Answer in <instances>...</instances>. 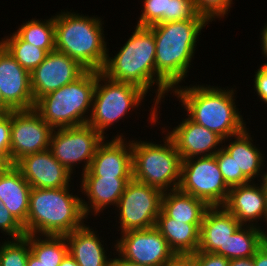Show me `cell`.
<instances>
[{
	"instance_id": "1",
	"label": "cell",
	"mask_w": 267,
	"mask_h": 266,
	"mask_svg": "<svg viewBox=\"0 0 267 266\" xmlns=\"http://www.w3.org/2000/svg\"><path fill=\"white\" fill-rule=\"evenodd\" d=\"M208 24L209 22L204 17L197 15L193 19L165 22L148 27L154 33L156 45V97L153 98L154 101L148 110L149 117L147 118L152 127L159 123L157 121L161 116L159 108L161 103H164V98L169 95L168 93L171 95L172 90L183 81L185 82L189 76L199 35Z\"/></svg>"
},
{
	"instance_id": "2",
	"label": "cell",
	"mask_w": 267,
	"mask_h": 266,
	"mask_svg": "<svg viewBox=\"0 0 267 266\" xmlns=\"http://www.w3.org/2000/svg\"><path fill=\"white\" fill-rule=\"evenodd\" d=\"M235 87V89H233ZM218 87L210 84L178 85L171 95L176 97L186 116L195 123L217 133L223 139L237 135L246 128V120L236 103V86Z\"/></svg>"
},
{
	"instance_id": "3",
	"label": "cell",
	"mask_w": 267,
	"mask_h": 266,
	"mask_svg": "<svg viewBox=\"0 0 267 266\" xmlns=\"http://www.w3.org/2000/svg\"><path fill=\"white\" fill-rule=\"evenodd\" d=\"M70 187L73 185L31 188L27 220L23 225L26 235L64 236L88 223L82 197L74 194Z\"/></svg>"
},
{
	"instance_id": "4",
	"label": "cell",
	"mask_w": 267,
	"mask_h": 266,
	"mask_svg": "<svg viewBox=\"0 0 267 266\" xmlns=\"http://www.w3.org/2000/svg\"><path fill=\"white\" fill-rule=\"evenodd\" d=\"M95 15L61 10L54 15L55 50L78 61L87 70L101 71L107 56L104 21Z\"/></svg>"
},
{
	"instance_id": "5",
	"label": "cell",
	"mask_w": 267,
	"mask_h": 266,
	"mask_svg": "<svg viewBox=\"0 0 267 266\" xmlns=\"http://www.w3.org/2000/svg\"><path fill=\"white\" fill-rule=\"evenodd\" d=\"M134 29L114 56L107 49L106 61L100 72L109 79L135 84L156 96L154 33L148 27L136 26Z\"/></svg>"
},
{
	"instance_id": "6",
	"label": "cell",
	"mask_w": 267,
	"mask_h": 266,
	"mask_svg": "<svg viewBox=\"0 0 267 266\" xmlns=\"http://www.w3.org/2000/svg\"><path fill=\"white\" fill-rule=\"evenodd\" d=\"M96 81L97 71L86 70L73 82L40 97L34 110L53 129L87 124Z\"/></svg>"
},
{
	"instance_id": "7",
	"label": "cell",
	"mask_w": 267,
	"mask_h": 266,
	"mask_svg": "<svg viewBox=\"0 0 267 266\" xmlns=\"http://www.w3.org/2000/svg\"><path fill=\"white\" fill-rule=\"evenodd\" d=\"M163 137L160 144L131 138V148L133 179L165 192L178 189L182 159L172 139L166 133Z\"/></svg>"
},
{
	"instance_id": "8",
	"label": "cell",
	"mask_w": 267,
	"mask_h": 266,
	"mask_svg": "<svg viewBox=\"0 0 267 266\" xmlns=\"http://www.w3.org/2000/svg\"><path fill=\"white\" fill-rule=\"evenodd\" d=\"M146 96L147 92L135 84L114 81L97 71L92 109L87 124L104 138H108L109 135L105 131L111 130L110 127L120 120L129 119L130 111L140 110L139 107L146 101Z\"/></svg>"
},
{
	"instance_id": "9",
	"label": "cell",
	"mask_w": 267,
	"mask_h": 266,
	"mask_svg": "<svg viewBox=\"0 0 267 266\" xmlns=\"http://www.w3.org/2000/svg\"><path fill=\"white\" fill-rule=\"evenodd\" d=\"M178 189L201 199L209 207L224 206L230 191L215 156L182 160Z\"/></svg>"
},
{
	"instance_id": "10",
	"label": "cell",
	"mask_w": 267,
	"mask_h": 266,
	"mask_svg": "<svg viewBox=\"0 0 267 266\" xmlns=\"http://www.w3.org/2000/svg\"><path fill=\"white\" fill-rule=\"evenodd\" d=\"M163 191L135 179L127 184L115 208L121 233L156 226L161 211ZM119 229V230H118ZM121 229V230H120Z\"/></svg>"
},
{
	"instance_id": "11",
	"label": "cell",
	"mask_w": 267,
	"mask_h": 266,
	"mask_svg": "<svg viewBox=\"0 0 267 266\" xmlns=\"http://www.w3.org/2000/svg\"><path fill=\"white\" fill-rule=\"evenodd\" d=\"M104 139L89 124L53 129L49 150L72 174L76 172L75 167L79 168V164L83 166L81 173H84L88 170L98 145Z\"/></svg>"
},
{
	"instance_id": "12",
	"label": "cell",
	"mask_w": 267,
	"mask_h": 266,
	"mask_svg": "<svg viewBox=\"0 0 267 266\" xmlns=\"http://www.w3.org/2000/svg\"><path fill=\"white\" fill-rule=\"evenodd\" d=\"M119 234L120 238L117 237L112 250L126 261L146 266H165L175 255L156 227Z\"/></svg>"
},
{
	"instance_id": "13",
	"label": "cell",
	"mask_w": 267,
	"mask_h": 266,
	"mask_svg": "<svg viewBox=\"0 0 267 266\" xmlns=\"http://www.w3.org/2000/svg\"><path fill=\"white\" fill-rule=\"evenodd\" d=\"M53 128L34 110L11 112V162L49 149Z\"/></svg>"
},
{
	"instance_id": "14",
	"label": "cell",
	"mask_w": 267,
	"mask_h": 266,
	"mask_svg": "<svg viewBox=\"0 0 267 266\" xmlns=\"http://www.w3.org/2000/svg\"><path fill=\"white\" fill-rule=\"evenodd\" d=\"M118 133L98 145L88 170L81 177L133 178L131 138L128 140L125 133Z\"/></svg>"
},
{
	"instance_id": "15",
	"label": "cell",
	"mask_w": 267,
	"mask_h": 266,
	"mask_svg": "<svg viewBox=\"0 0 267 266\" xmlns=\"http://www.w3.org/2000/svg\"><path fill=\"white\" fill-rule=\"evenodd\" d=\"M86 70L78 61L64 53L56 50L49 52L30 74L34 101L73 82Z\"/></svg>"
},
{
	"instance_id": "16",
	"label": "cell",
	"mask_w": 267,
	"mask_h": 266,
	"mask_svg": "<svg viewBox=\"0 0 267 266\" xmlns=\"http://www.w3.org/2000/svg\"><path fill=\"white\" fill-rule=\"evenodd\" d=\"M186 114L176 127H162L172 139L182 160L214 156L223 147V138L192 121ZM185 118V119H184ZM168 127V128H167ZM170 128V129H169Z\"/></svg>"
},
{
	"instance_id": "17",
	"label": "cell",
	"mask_w": 267,
	"mask_h": 266,
	"mask_svg": "<svg viewBox=\"0 0 267 266\" xmlns=\"http://www.w3.org/2000/svg\"><path fill=\"white\" fill-rule=\"evenodd\" d=\"M0 92L4 102L13 110H31L35 101L31 76L0 44Z\"/></svg>"
},
{
	"instance_id": "18",
	"label": "cell",
	"mask_w": 267,
	"mask_h": 266,
	"mask_svg": "<svg viewBox=\"0 0 267 266\" xmlns=\"http://www.w3.org/2000/svg\"><path fill=\"white\" fill-rule=\"evenodd\" d=\"M15 166L32 188H62L74 180V175L55 159L49 149L27 155Z\"/></svg>"
},
{
	"instance_id": "19",
	"label": "cell",
	"mask_w": 267,
	"mask_h": 266,
	"mask_svg": "<svg viewBox=\"0 0 267 266\" xmlns=\"http://www.w3.org/2000/svg\"><path fill=\"white\" fill-rule=\"evenodd\" d=\"M224 207L241 225L264 228L260 226L262 225L261 222L267 223V201L261 181L260 183L251 181L243 185L231 187ZM258 221H260V225ZM264 225L267 226V224Z\"/></svg>"
},
{
	"instance_id": "20",
	"label": "cell",
	"mask_w": 267,
	"mask_h": 266,
	"mask_svg": "<svg viewBox=\"0 0 267 266\" xmlns=\"http://www.w3.org/2000/svg\"><path fill=\"white\" fill-rule=\"evenodd\" d=\"M248 129L246 127L239 134L223 140V144H229H224L222 148L234 159L237 165V186L254 181L259 177L258 182H260L265 174L263 173V168H265L263 150L253 143L254 136Z\"/></svg>"
},
{
	"instance_id": "21",
	"label": "cell",
	"mask_w": 267,
	"mask_h": 266,
	"mask_svg": "<svg viewBox=\"0 0 267 266\" xmlns=\"http://www.w3.org/2000/svg\"><path fill=\"white\" fill-rule=\"evenodd\" d=\"M132 178L114 177H81L80 189L82 192V207L87 218H95L110 206L116 208L119 198L125 191ZM80 190V191H79ZM84 193V194H83ZM87 197V198H86ZM85 198L88 200H85ZM100 213V214H99Z\"/></svg>"
},
{
	"instance_id": "22",
	"label": "cell",
	"mask_w": 267,
	"mask_h": 266,
	"mask_svg": "<svg viewBox=\"0 0 267 266\" xmlns=\"http://www.w3.org/2000/svg\"><path fill=\"white\" fill-rule=\"evenodd\" d=\"M241 226L224 207H209L201 227L198 251L216 253L227 258V241Z\"/></svg>"
},
{
	"instance_id": "23",
	"label": "cell",
	"mask_w": 267,
	"mask_h": 266,
	"mask_svg": "<svg viewBox=\"0 0 267 266\" xmlns=\"http://www.w3.org/2000/svg\"><path fill=\"white\" fill-rule=\"evenodd\" d=\"M97 233L98 231L85 224L64 235L68 244V254L79 266H110V257L113 252L104 246L105 240ZM107 251L111 253L108 256Z\"/></svg>"
},
{
	"instance_id": "24",
	"label": "cell",
	"mask_w": 267,
	"mask_h": 266,
	"mask_svg": "<svg viewBox=\"0 0 267 266\" xmlns=\"http://www.w3.org/2000/svg\"><path fill=\"white\" fill-rule=\"evenodd\" d=\"M31 188L15 165L0 173V201L22 225L27 220Z\"/></svg>"
},
{
	"instance_id": "25",
	"label": "cell",
	"mask_w": 267,
	"mask_h": 266,
	"mask_svg": "<svg viewBox=\"0 0 267 266\" xmlns=\"http://www.w3.org/2000/svg\"><path fill=\"white\" fill-rule=\"evenodd\" d=\"M155 227L175 254H193L198 251L201 224L182 223L160 211Z\"/></svg>"
},
{
	"instance_id": "26",
	"label": "cell",
	"mask_w": 267,
	"mask_h": 266,
	"mask_svg": "<svg viewBox=\"0 0 267 266\" xmlns=\"http://www.w3.org/2000/svg\"><path fill=\"white\" fill-rule=\"evenodd\" d=\"M209 206L192 195L179 189L163 192L161 211L170 218L182 223L202 224Z\"/></svg>"
},
{
	"instance_id": "27",
	"label": "cell",
	"mask_w": 267,
	"mask_h": 266,
	"mask_svg": "<svg viewBox=\"0 0 267 266\" xmlns=\"http://www.w3.org/2000/svg\"><path fill=\"white\" fill-rule=\"evenodd\" d=\"M267 240V232L255 226L241 225L227 241V259L252 257Z\"/></svg>"
},
{
	"instance_id": "28",
	"label": "cell",
	"mask_w": 267,
	"mask_h": 266,
	"mask_svg": "<svg viewBox=\"0 0 267 266\" xmlns=\"http://www.w3.org/2000/svg\"><path fill=\"white\" fill-rule=\"evenodd\" d=\"M29 247L45 266H59L68 254L65 236L29 235Z\"/></svg>"
},
{
	"instance_id": "29",
	"label": "cell",
	"mask_w": 267,
	"mask_h": 266,
	"mask_svg": "<svg viewBox=\"0 0 267 266\" xmlns=\"http://www.w3.org/2000/svg\"><path fill=\"white\" fill-rule=\"evenodd\" d=\"M0 39V44L30 74L48 54L44 49L25 42L15 31Z\"/></svg>"
},
{
	"instance_id": "30",
	"label": "cell",
	"mask_w": 267,
	"mask_h": 266,
	"mask_svg": "<svg viewBox=\"0 0 267 266\" xmlns=\"http://www.w3.org/2000/svg\"><path fill=\"white\" fill-rule=\"evenodd\" d=\"M15 32L25 41L44 49L47 53L55 50L54 15L49 19H37L23 22Z\"/></svg>"
},
{
	"instance_id": "31",
	"label": "cell",
	"mask_w": 267,
	"mask_h": 266,
	"mask_svg": "<svg viewBox=\"0 0 267 266\" xmlns=\"http://www.w3.org/2000/svg\"><path fill=\"white\" fill-rule=\"evenodd\" d=\"M29 253V235L19 239H4L0 249V266H27Z\"/></svg>"
},
{
	"instance_id": "32",
	"label": "cell",
	"mask_w": 267,
	"mask_h": 266,
	"mask_svg": "<svg viewBox=\"0 0 267 266\" xmlns=\"http://www.w3.org/2000/svg\"><path fill=\"white\" fill-rule=\"evenodd\" d=\"M142 3V11L135 26H153L168 14L169 0H143Z\"/></svg>"
},
{
	"instance_id": "33",
	"label": "cell",
	"mask_w": 267,
	"mask_h": 266,
	"mask_svg": "<svg viewBox=\"0 0 267 266\" xmlns=\"http://www.w3.org/2000/svg\"><path fill=\"white\" fill-rule=\"evenodd\" d=\"M194 4L198 15L211 23L215 19L220 21L227 17L234 2L233 0H194Z\"/></svg>"
},
{
	"instance_id": "34",
	"label": "cell",
	"mask_w": 267,
	"mask_h": 266,
	"mask_svg": "<svg viewBox=\"0 0 267 266\" xmlns=\"http://www.w3.org/2000/svg\"><path fill=\"white\" fill-rule=\"evenodd\" d=\"M197 15L194 0H169L168 14L158 24L193 19Z\"/></svg>"
},
{
	"instance_id": "35",
	"label": "cell",
	"mask_w": 267,
	"mask_h": 266,
	"mask_svg": "<svg viewBox=\"0 0 267 266\" xmlns=\"http://www.w3.org/2000/svg\"><path fill=\"white\" fill-rule=\"evenodd\" d=\"M0 233L8 235L6 239H19L25 237L23 225L10 213L0 201Z\"/></svg>"
},
{
	"instance_id": "36",
	"label": "cell",
	"mask_w": 267,
	"mask_h": 266,
	"mask_svg": "<svg viewBox=\"0 0 267 266\" xmlns=\"http://www.w3.org/2000/svg\"><path fill=\"white\" fill-rule=\"evenodd\" d=\"M220 172L226 182L231 188L237 186V165L234 159L221 148L215 155Z\"/></svg>"
},
{
	"instance_id": "37",
	"label": "cell",
	"mask_w": 267,
	"mask_h": 266,
	"mask_svg": "<svg viewBox=\"0 0 267 266\" xmlns=\"http://www.w3.org/2000/svg\"><path fill=\"white\" fill-rule=\"evenodd\" d=\"M254 73L253 89L262 104L267 105V65H260Z\"/></svg>"
},
{
	"instance_id": "38",
	"label": "cell",
	"mask_w": 267,
	"mask_h": 266,
	"mask_svg": "<svg viewBox=\"0 0 267 266\" xmlns=\"http://www.w3.org/2000/svg\"><path fill=\"white\" fill-rule=\"evenodd\" d=\"M197 266H229V259L216 253L197 251L192 254Z\"/></svg>"
},
{
	"instance_id": "39",
	"label": "cell",
	"mask_w": 267,
	"mask_h": 266,
	"mask_svg": "<svg viewBox=\"0 0 267 266\" xmlns=\"http://www.w3.org/2000/svg\"><path fill=\"white\" fill-rule=\"evenodd\" d=\"M11 112L0 115V152H10Z\"/></svg>"
},
{
	"instance_id": "40",
	"label": "cell",
	"mask_w": 267,
	"mask_h": 266,
	"mask_svg": "<svg viewBox=\"0 0 267 266\" xmlns=\"http://www.w3.org/2000/svg\"><path fill=\"white\" fill-rule=\"evenodd\" d=\"M165 266H197L192 254H175Z\"/></svg>"
},
{
	"instance_id": "41",
	"label": "cell",
	"mask_w": 267,
	"mask_h": 266,
	"mask_svg": "<svg viewBox=\"0 0 267 266\" xmlns=\"http://www.w3.org/2000/svg\"><path fill=\"white\" fill-rule=\"evenodd\" d=\"M254 266H267V240L253 256Z\"/></svg>"
},
{
	"instance_id": "42",
	"label": "cell",
	"mask_w": 267,
	"mask_h": 266,
	"mask_svg": "<svg viewBox=\"0 0 267 266\" xmlns=\"http://www.w3.org/2000/svg\"><path fill=\"white\" fill-rule=\"evenodd\" d=\"M12 165L10 152H0V173L7 171Z\"/></svg>"
},
{
	"instance_id": "43",
	"label": "cell",
	"mask_w": 267,
	"mask_h": 266,
	"mask_svg": "<svg viewBox=\"0 0 267 266\" xmlns=\"http://www.w3.org/2000/svg\"><path fill=\"white\" fill-rule=\"evenodd\" d=\"M260 42H261V50L262 55L265 57L264 59L267 60V22L265 23L264 27L261 29L260 33ZM265 60V63H262L263 65H267V62Z\"/></svg>"
},
{
	"instance_id": "44",
	"label": "cell",
	"mask_w": 267,
	"mask_h": 266,
	"mask_svg": "<svg viewBox=\"0 0 267 266\" xmlns=\"http://www.w3.org/2000/svg\"><path fill=\"white\" fill-rule=\"evenodd\" d=\"M229 266H254L253 256L231 259L229 261Z\"/></svg>"
},
{
	"instance_id": "45",
	"label": "cell",
	"mask_w": 267,
	"mask_h": 266,
	"mask_svg": "<svg viewBox=\"0 0 267 266\" xmlns=\"http://www.w3.org/2000/svg\"><path fill=\"white\" fill-rule=\"evenodd\" d=\"M113 255L116 256L114 258L113 257L111 258L110 266H146L126 261L119 255L117 256V253L116 254L113 253Z\"/></svg>"
},
{
	"instance_id": "46",
	"label": "cell",
	"mask_w": 267,
	"mask_h": 266,
	"mask_svg": "<svg viewBox=\"0 0 267 266\" xmlns=\"http://www.w3.org/2000/svg\"><path fill=\"white\" fill-rule=\"evenodd\" d=\"M59 266H79V265L70 254H67Z\"/></svg>"
},
{
	"instance_id": "47",
	"label": "cell",
	"mask_w": 267,
	"mask_h": 266,
	"mask_svg": "<svg viewBox=\"0 0 267 266\" xmlns=\"http://www.w3.org/2000/svg\"><path fill=\"white\" fill-rule=\"evenodd\" d=\"M12 111L13 110L4 102L0 92V115H6Z\"/></svg>"
},
{
	"instance_id": "48",
	"label": "cell",
	"mask_w": 267,
	"mask_h": 266,
	"mask_svg": "<svg viewBox=\"0 0 267 266\" xmlns=\"http://www.w3.org/2000/svg\"><path fill=\"white\" fill-rule=\"evenodd\" d=\"M27 266H45L42 262H40L31 252L29 253L27 259Z\"/></svg>"
},
{
	"instance_id": "49",
	"label": "cell",
	"mask_w": 267,
	"mask_h": 266,
	"mask_svg": "<svg viewBox=\"0 0 267 266\" xmlns=\"http://www.w3.org/2000/svg\"><path fill=\"white\" fill-rule=\"evenodd\" d=\"M264 173H265V174H264L263 178L261 179V183H262L263 188H264V190H265L266 201H267V171L264 172Z\"/></svg>"
}]
</instances>
